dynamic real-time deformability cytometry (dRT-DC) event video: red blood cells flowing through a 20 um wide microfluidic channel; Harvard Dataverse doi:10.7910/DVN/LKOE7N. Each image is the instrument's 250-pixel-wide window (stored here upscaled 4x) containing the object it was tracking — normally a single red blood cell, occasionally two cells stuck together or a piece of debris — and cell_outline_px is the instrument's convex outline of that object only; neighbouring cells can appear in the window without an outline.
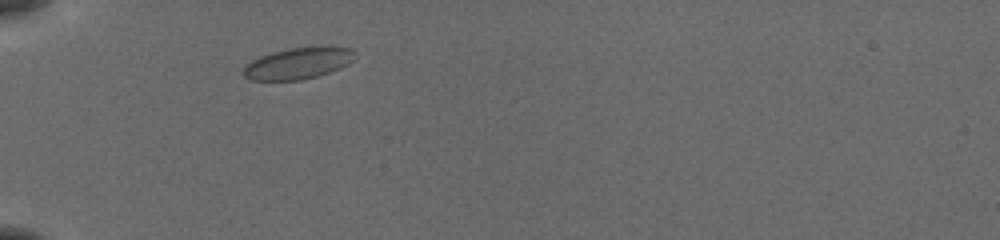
{"species": "common noctule bat (a hibernating species)", "species_latin": "Nyctalus noctula", "temperature_condition": "cold", "stored_images_in_passage": 37, "camera_frame_rate_fps": 3000, "um_per_image_px": 0.085, "animal": {"sex": "female", "body_mass_g": 19.5, "forearm_length_mm": 54.1}, "frame": {"image": 1, "passage_image": 1, "time_ms": 0.0, "image_size_px": [1000, 240], "cell_outline_px": [[356, 56], [352, 60], [340, 68], [316, 76], [300, 80], [252, 80], [244, 76], [240, 72], [244, 64], [260, 56], [272, 52], [292, 48], [352, 48], [356, 52]], "centroid_in_image_um": [25.25, 5.4], "position_along_channel_um": 59.7, "area_um2": 20.06}}
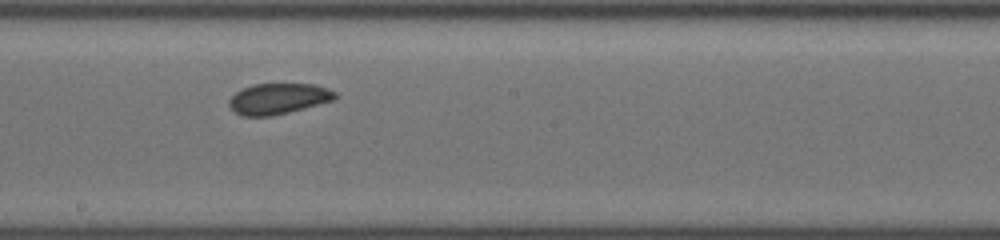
{"frame": {"image": 2, "passage_image": 15, "time_ms": 4.667, "image_size_px": [1000, 240], "cell_outline_px": [[340, 96], [332, 100], [304, 108], [272, 116], [240, 116], [232, 112], [228, 104], [228, 100], [236, 92], [252, 84], [316, 84], [328, 88], [336, 92]], "centroid_in_image_um": [23.63, 8.39], "position_along_channel_um": 224.6, "area_um2": 19.19}}
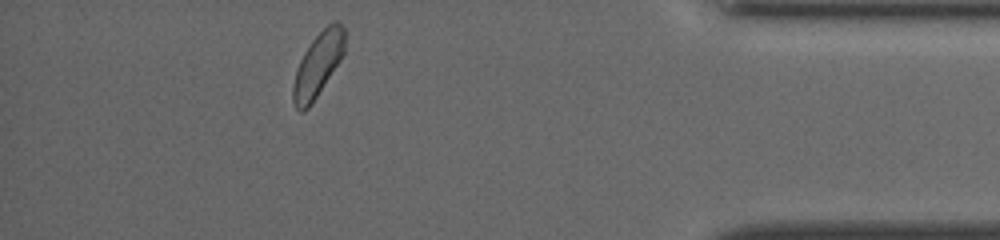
{"frame": {"image": 3, "passage_image": 32, "time_ms": 10.333, "image_size_px": [1000, 240], "cell_outline_px": [[344, 52], [340, 60], [312, 104], [308, 108], [300, 112], [296, 108], [292, 100], [292, 88], [296, 72], [300, 60], [304, 52], [312, 40], [332, 20], [336, 20], [344, 28]], "centroid_in_image_um": [27.01, 5.51], "position_along_channel_um": 408.2, "area_um2": 19.02}, "authors_computed_cell_mechanics": {"area_um2": 19.2474, "velocity_mm_per_s": 3.8379, "shape_relaxation_time_tau1_ms": 4.8315, "shape_relaxation_time_tau2_ms": 1.9222, "deformation_change_tau1": 0.0429, "deformation_change_tau2": 0.0634}}